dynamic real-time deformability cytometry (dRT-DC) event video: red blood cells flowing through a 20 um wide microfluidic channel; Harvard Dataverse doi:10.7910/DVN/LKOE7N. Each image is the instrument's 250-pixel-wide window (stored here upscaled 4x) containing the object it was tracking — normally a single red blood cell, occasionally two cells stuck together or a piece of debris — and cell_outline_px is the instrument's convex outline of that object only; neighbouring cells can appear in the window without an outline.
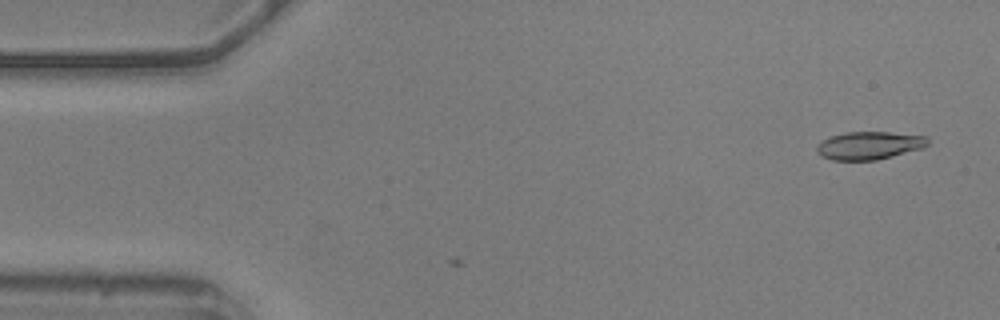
{"species": "common noctule bat (a hibernating species)", "species_latin": "Nyctalus noctula", "temperature_condition": "warm", "stored_images_in_passage": 4, "camera_frame_rate_fps": 3000, "um_per_image_px": 0.085, "animal": {"sex": "male", "body_mass_g": 20.5, "forearm_length_mm": 52.5}, "frame": {"image": 1, "passage_image": 4, "time_ms": 1.0, "image_size_px": [1000, 320], "cell_outline_px": [[928, 144], [924, 148], [876, 160], [832, 160], [820, 156], [816, 152], [816, 144], [832, 136], [844, 132], [888, 132], [928, 136]], "centroid_in_image_um": [73.88, 12.37], "position_along_channel_um": 11.1, "area_um2": 18.15}}